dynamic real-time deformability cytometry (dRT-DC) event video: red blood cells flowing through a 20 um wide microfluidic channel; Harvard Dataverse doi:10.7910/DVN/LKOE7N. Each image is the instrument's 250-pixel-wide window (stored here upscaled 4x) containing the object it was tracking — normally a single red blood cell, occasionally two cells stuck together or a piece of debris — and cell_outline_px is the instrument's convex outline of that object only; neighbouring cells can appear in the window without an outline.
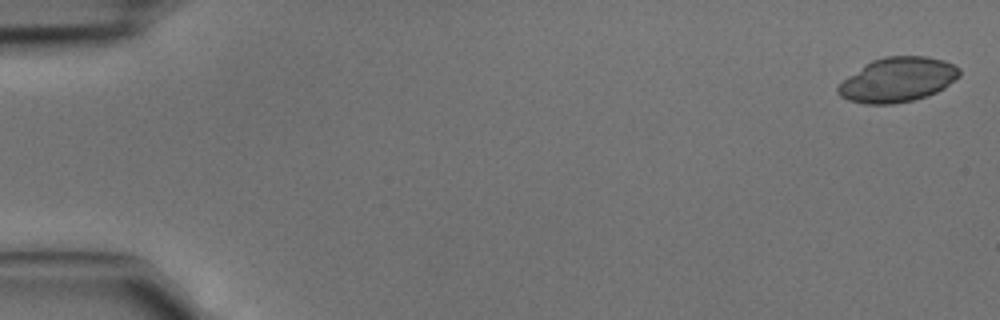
{"species": "common noctule bat (a hibernating species)", "species_latin": "Nyctalus noctula", "temperature_condition": "cold", "stored_images_in_passage": 42, "camera_frame_rate_fps": 3000, "um_per_image_px": 0.085, "animal": {"sex": "male", "body_mass_g": 15.6}, "frame": {"image": 1, "passage_image": 1, "time_ms": 0.0, "image_size_px": [1000, 320], "cell_outline_px": [[960, 76], [944, 88], [936, 92], [912, 100], [892, 104], [864, 104], [848, 100], [840, 96], [836, 92], [836, 88], [848, 76], [864, 64], [872, 60], [884, 56], [924, 56], [944, 60], [960, 68]], "centroid_in_image_um": [76.28, 6.77], "position_along_channel_um": 8.7, "area_um2": 31.5}}